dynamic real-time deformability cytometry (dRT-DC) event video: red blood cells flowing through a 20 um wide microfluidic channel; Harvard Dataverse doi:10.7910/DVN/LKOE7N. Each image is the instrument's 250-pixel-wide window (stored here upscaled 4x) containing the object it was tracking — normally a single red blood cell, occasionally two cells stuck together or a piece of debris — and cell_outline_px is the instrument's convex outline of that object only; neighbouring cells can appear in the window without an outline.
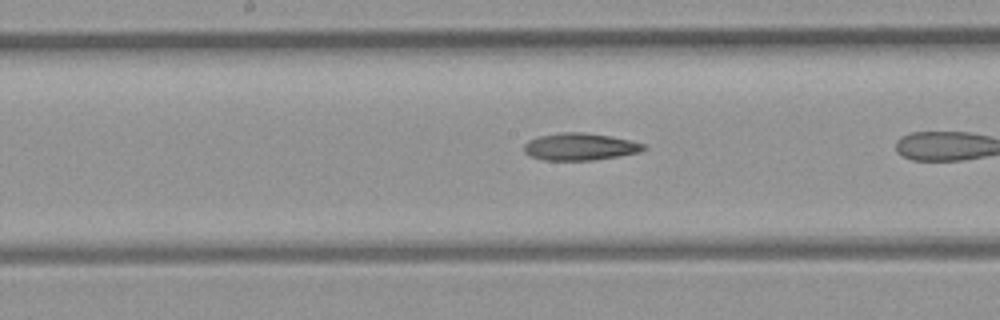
{"species": "common noctule bat (a hibernating species)", "species_latin": "Nyctalus noctula", "temperature_condition": "room temperature", "stored_images_in_passage": 10, "camera_frame_rate_fps": 3000, "um_per_image_px": 0.085, "animal": {"sex": "female", "body_mass_g": 21.9}, "frame": {"image": 1, "passage_image": 7, "time_ms": 2.0, "image_size_px": [1000, 320], "cell_outline_px": [[648, 148], [640, 152], [592, 160], [544, 160], [528, 156], [524, 152], [524, 144], [528, 140], [540, 136], [560, 132], [584, 132], [608, 136], [628, 140], [644, 144]], "centroid_in_image_um": [49.25, 12.47], "position_along_channel_um": 198.9, "area_um2": 18.84}}